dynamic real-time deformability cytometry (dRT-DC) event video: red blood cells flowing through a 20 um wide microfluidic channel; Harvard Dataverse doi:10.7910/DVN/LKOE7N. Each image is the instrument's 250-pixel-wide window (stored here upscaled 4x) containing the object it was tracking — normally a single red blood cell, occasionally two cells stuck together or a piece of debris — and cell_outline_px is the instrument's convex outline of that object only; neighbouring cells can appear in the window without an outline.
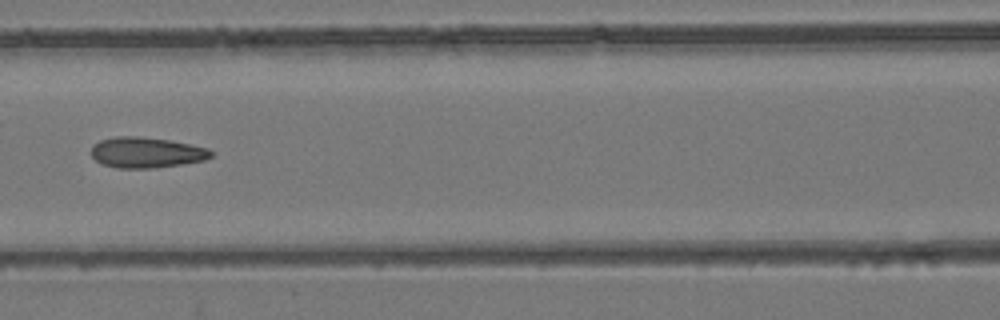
{"species": "common noctule bat (a hibernating species)", "species_latin": "Nyctalus noctula", "temperature_condition": "room temperature", "stored_images_in_passage": 8, "camera_frame_rate_fps": 3000, "um_per_image_px": 0.085, "animal": {"sex": "female", "body_mass_g": 24.6, "forearm_length_mm": 56.2}, "frame": {"image": 1, "passage_image": 7, "time_ms": 8.0, "image_size_px": [1000, 320], "cell_outline_px": [[212, 156], [204, 160], [180, 164], [152, 168], [116, 168], [100, 164], [92, 156], [92, 144], [100, 140], [116, 136], [140, 136], [168, 140], [208, 148], [212, 152]], "centroid_in_image_um": [12.39, 12.96], "position_along_channel_um": 154.2, "area_um2": 21.33}}
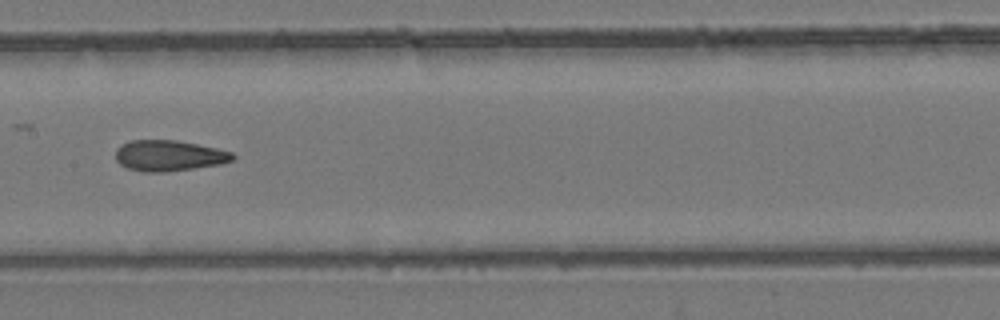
{"frame": {"image": 2, "passage_image": 8, "time_ms": 9.0, "image_size_px": [1000, 320], "cell_outline_px": [[236, 156], [232, 160], [220, 164], [164, 172], [144, 172], [128, 168], [120, 164], [116, 160], [116, 148], [128, 140], [176, 140], [216, 148], [232, 152]], "centroid_in_image_um": [14.33, 13.22], "position_along_channel_um": 193.1, "area_um2": 20.92}}